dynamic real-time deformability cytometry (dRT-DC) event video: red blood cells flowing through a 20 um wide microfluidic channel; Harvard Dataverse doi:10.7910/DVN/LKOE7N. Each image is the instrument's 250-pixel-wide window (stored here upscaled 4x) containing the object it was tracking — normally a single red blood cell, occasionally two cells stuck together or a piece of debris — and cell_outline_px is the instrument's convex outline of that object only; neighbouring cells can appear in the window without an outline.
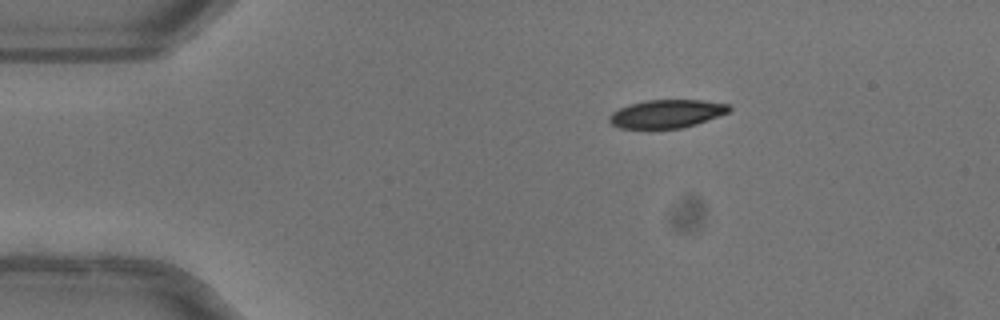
{"species": "common noctule bat (a hibernating species)", "species_latin": "Nyctalus noctula", "temperature_condition": "warm", "stored_images_in_passage": 43, "camera_frame_rate_fps": 3000, "um_per_image_px": 0.085, "animal": {"sex": "female"}, "frame": {"image": 1, "passage_image": 1, "time_ms": 0.0, "image_size_px": [1000, 320], "cell_outline_px": [[732, 108], [728, 112], [696, 124], [680, 128], [620, 128], [612, 124], [608, 120], [608, 116], [612, 112], [628, 104], [648, 100], [700, 100], [728, 104]], "centroid_in_image_um": [56.64, 9.66], "position_along_channel_um": 28.4, "area_um2": 19.54}}
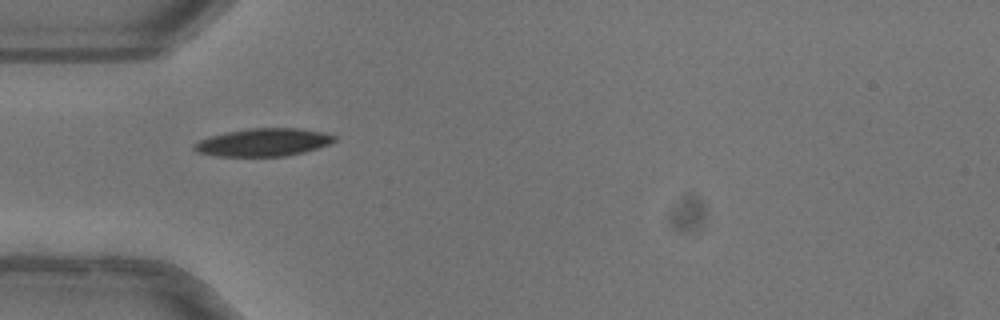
{"frame": {"image": 2, "passage_image": 8, "time_ms": 2.333, "image_size_px": [1000, 320], "cell_outline_px": [[336, 140], [328, 144], [304, 152], [284, 156], [216, 156], [196, 152], [192, 148], [192, 144], [200, 140], [212, 136], [228, 132], [252, 128], [300, 128], [320, 132], [336, 136]], "centroid_in_image_um": [22.36, 12.1], "position_along_channel_um": 62.6, "area_um2": 22.48}, "authors_computed_cell_mechanics": {"area_um2": 22.1374, "velocity_mm_per_s": 4.0446, "shape_relaxation_time_tau1_ms": 4.8229, "shape_relaxation_time_tau2_ms": 4.7397, "deformation_change_tau1": 0.1882, "deformation_change_tau2": 0.0669}}